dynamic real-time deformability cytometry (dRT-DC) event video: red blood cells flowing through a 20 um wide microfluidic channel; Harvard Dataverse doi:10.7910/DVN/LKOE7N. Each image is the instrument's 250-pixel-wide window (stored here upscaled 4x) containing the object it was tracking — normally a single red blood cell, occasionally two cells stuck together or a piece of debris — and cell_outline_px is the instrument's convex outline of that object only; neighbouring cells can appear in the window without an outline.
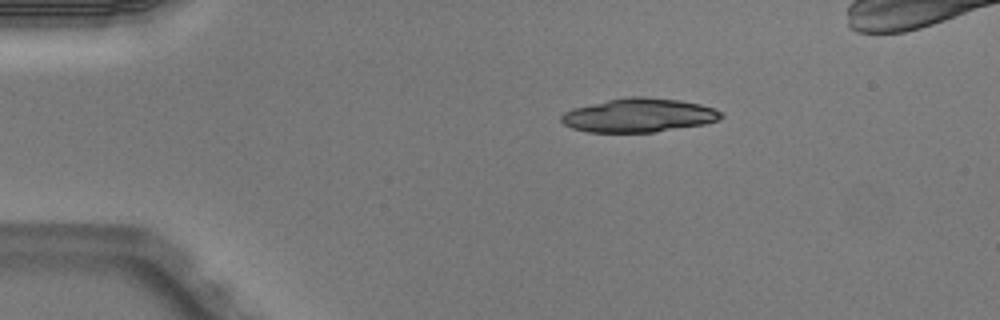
{"species": "Egyptian fruit bat (a non-hibernating species)", "species_latin": "Rousettus aegyptiacus", "temperature_condition": "warm", "stored_images_in_passage": 3, "camera_frame_rate_fps": 3000, "um_per_image_px": 0.085, "animal": {"sex": "male"}, "frame": {"image": 1, "passage_image": 3, "time_ms": 0.667, "image_size_px": [1000, 320], "cell_outline_px": [[724, 116], [720, 120], [704, 124], [656, 132], [588, 132], [572, 128], [564, 124], [560, 120], [560, 116], [564, 112], [572, 108], [608, 100], [632, 96], [644, 96], [680, 100], [700, 104], [724, 112]], "centroid_in_image_um": [54.32, 9.8], "position_along_channel_um": 30.7, "area_um2": 31.62}}